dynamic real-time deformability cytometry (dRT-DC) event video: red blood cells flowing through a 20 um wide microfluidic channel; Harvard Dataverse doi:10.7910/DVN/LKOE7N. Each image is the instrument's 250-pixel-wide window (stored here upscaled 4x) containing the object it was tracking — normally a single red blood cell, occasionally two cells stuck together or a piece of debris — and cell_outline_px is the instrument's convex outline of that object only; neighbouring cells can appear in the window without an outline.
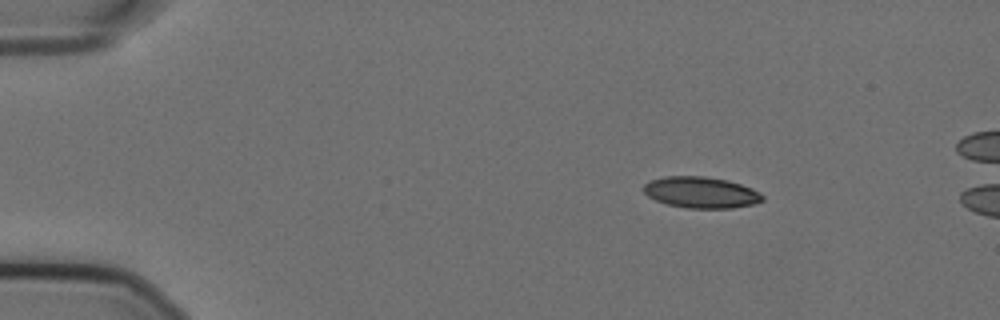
{"species": "Egyptian fruit bat (a non-hibernating species)", "species_latin": "Rousettus aegyptiacus", "temperature_condition": "cold", "stored_images_in_passage": 49, "camera_frame_rate_fps": 3000, "um_per_image_px": 0.085, "animal": {"sex": "female"}, "frame": {"image": 1, "passage_image": 1, "time_ms": 0.0, "image_size_px": [1000, 320], "cell_outline_px": [[764, 200], [752, 204], [732, 208], [688, 208], [668, 204], [656, 200], [648, 196], [644, 192], [644, 184], [648, 180], [664, 176], [704, 176], [728, 180], [752, 188], [760, 192], [764, 196]], "centroid_in_image_um": [59.59, 16.34], "position_along_channel_um": 25.4, "area_um2": 21.68}}
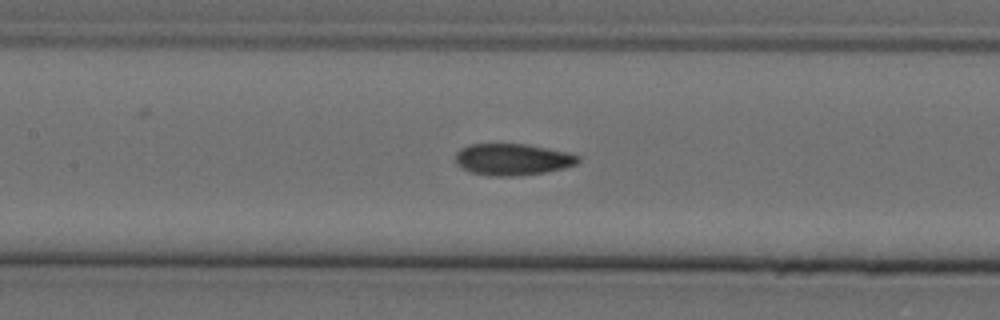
{"frame": {"image": 2, "passage_image": 19, "time_ms": 6.0, "image_size_px": [1000, 320], "cell_outline_px": [[580, 160], [576, 164], [564, 168], [544, 172], [516, 176], [488, 176], [472, 172], [456, 164], [456, 152], [460, 148], [472, 144], [528, 144], [568, 152], [580, 156]], "centroid_in_image_um": [43.58, 13.54], "position_along_channel_um": 163.8, "area_um2": 22.6}}
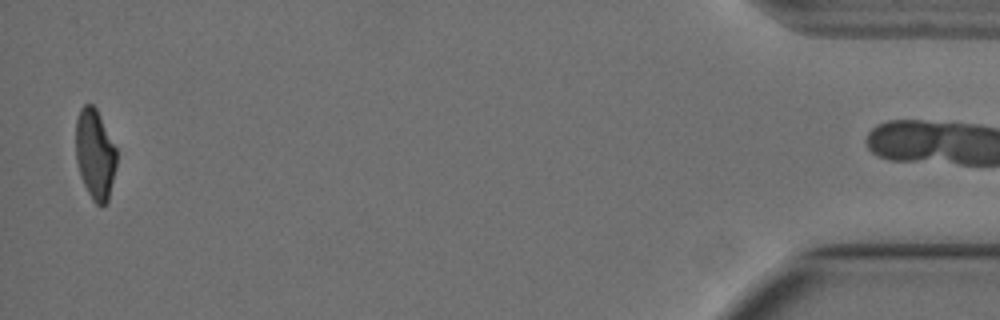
{"frame": {"image": 3, "passage_image": 48, "time_ms": 15.667, "image_size_px": [1000, 320], "cell_outline_px": [[116, 168], [108, 200], [104, 204], [96, 204], [92, 200], [80, 176], [76, 160], [76, 120], [80, 108], [84, 104], [92, 104], [96, 108], [116, 148]], "centroid_in_image_um": [8.07, 13.1], "position_along_channel_um": 427.1, "area_um2": 21.33}}